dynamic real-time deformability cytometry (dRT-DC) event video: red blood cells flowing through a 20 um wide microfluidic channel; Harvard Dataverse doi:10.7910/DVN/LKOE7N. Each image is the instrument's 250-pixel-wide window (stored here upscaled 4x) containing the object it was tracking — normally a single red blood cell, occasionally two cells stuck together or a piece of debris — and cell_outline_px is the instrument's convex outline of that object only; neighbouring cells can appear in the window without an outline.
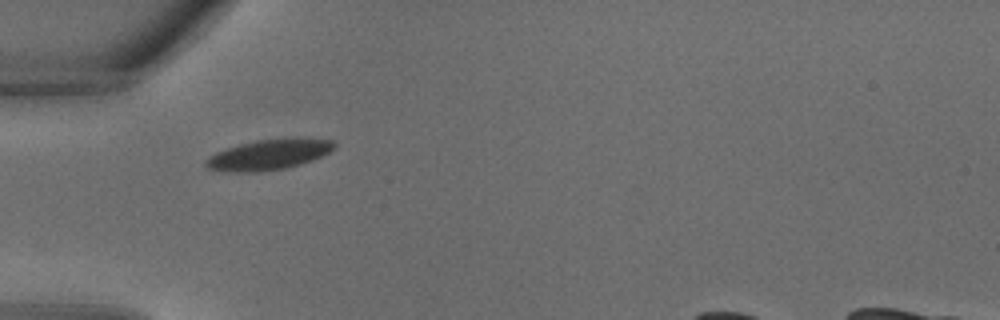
{"species": "common noctule bat (a hibernating species)", "species_latin": "Nyctalus noctula", "temperature_condition": "warm", "stored_images_in_passage": 23, "camera_frame_rate_fps": 3000, "um_per_image_px": 0.085, "animal": {"sex": "male", "body_mass_g": 18.8}, "frame": {"image": 1, "passage_image": 1, "time_ms": 0.0, "image_size_px": [1000, 320], "cell_outline_px": [[336, 148], [312, 160], [288, 168], [260, 172], [232, 172], [208, 168], [204, 164], [204, 160], [208, 156], [216, 152], [240, 144], [256, 140], [296, 136], [332, 140], [336, 144]], "centroid_in_image_um": [22.88, 13.12], "position_along_channel_um": 62.1, "area_um2": 23.18}}
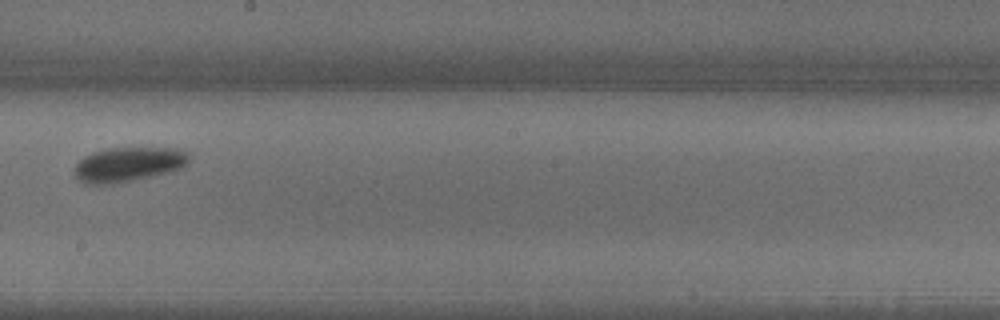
{"frame": {"image": 2, "passage_image": 10, "time_ms": 3.0, "image_size_px": [1000, 320], "cell_outline_px": [[188, 164], [180, 168], [168, 172], [152, 176], [112, 184], [84, 184], [72, 172], [76, 164], [84, 156], [92, 152], [108, 148], [180, 148], [188, 152]], "centroid_in_image_um": [10.89, 13.97], "position_along_channel_um": 237.3, "area_um2": 23.12}}
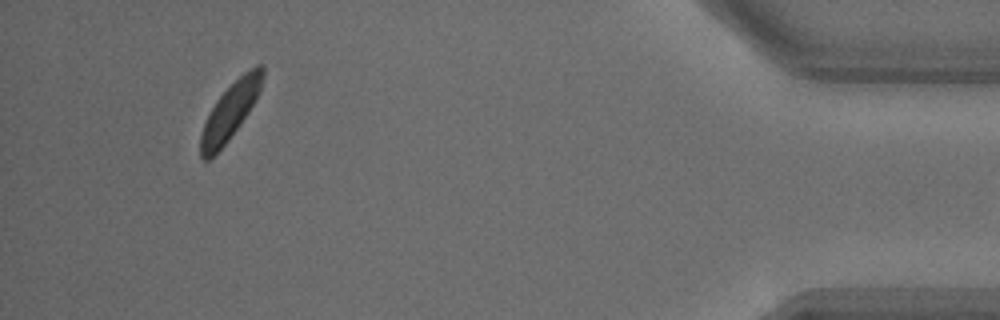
{"frame": {"image": 3, "passage_image": 22, "time_ms": 7.0, "image_size_px": [1000, 320], "cell_outline_px": [[264, 72], [260, 92], [248, 112], [240, 124], [228, 140], [208, 160], [204, 160], [200, 156], [200, 136], [204, 124], [216, 100], [244, 72], [256, 64], [264, 64]], "centroid_in_image_um": [19.59, 9.42], "position_along_channel_um": 415.6, "area_um2": 19.88}}